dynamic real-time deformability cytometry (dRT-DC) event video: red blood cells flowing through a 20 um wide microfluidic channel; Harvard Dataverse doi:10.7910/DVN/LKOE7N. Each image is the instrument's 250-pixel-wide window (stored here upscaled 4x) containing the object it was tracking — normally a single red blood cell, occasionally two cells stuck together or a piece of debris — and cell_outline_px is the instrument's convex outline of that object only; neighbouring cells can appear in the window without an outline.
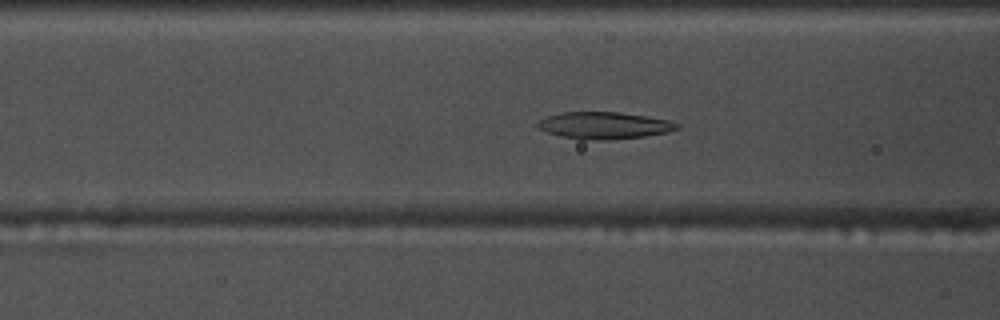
{"species": "common noctule bat (a hibernating species)", "species_latin": "Nyctalus noctula", "temperature_condition": "warm", "stored_images_in_passage": 48, "camera_frame_rate_fps": 3000, "um_per_image_px": 0.085, "animal": {"sex": "male", "body_mass_g": 17.5, "forearm_length_mm": 52.3}, "frame": {"image": 1, "passage_image": 14, "time_ms": 4.333, "image_size_px": [1000, 320], "cell_outline_px": [[680, 128], [668, 132], [644, 136], [608, 140], [584, 140], [560, 136], [536, 128], [536, 124], [540, 120], [548, 116], [564, 112], [620, 112], [668, 120], [680, 124]], "centroid_in_image_um": [51.35, 10.67], "position_along_channel_um": 115.3, "area_um2": 21.85}}
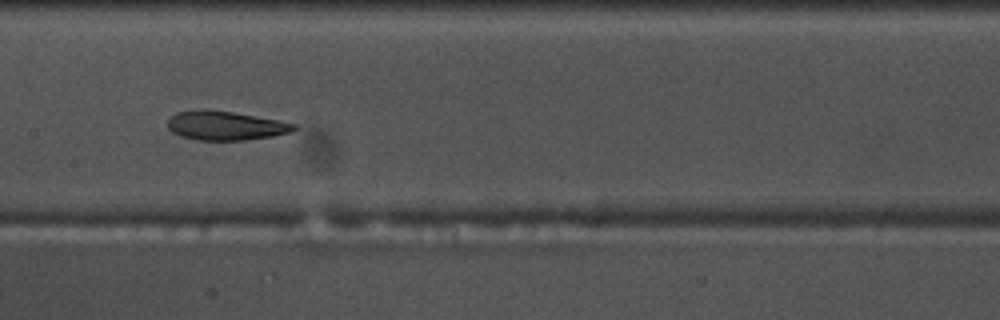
{"frame": {"image": 2, "passage_image": 20, "time_ms": 6.333, "image_size_px": [1000, 320], "cell_outline_px": [[296, 128], [292, 132], [272, 136], [244, 140], [200, 140], [180, 136], [172, 132], [168, 128], [168, 120], [176, 112], [204, 108], [208, 108], [256, 116], [296, 124]], "centroid_in_image_um": [19.13, 10.67], "position_along_channel_um": 188.3, "area_um2": 21.39}}
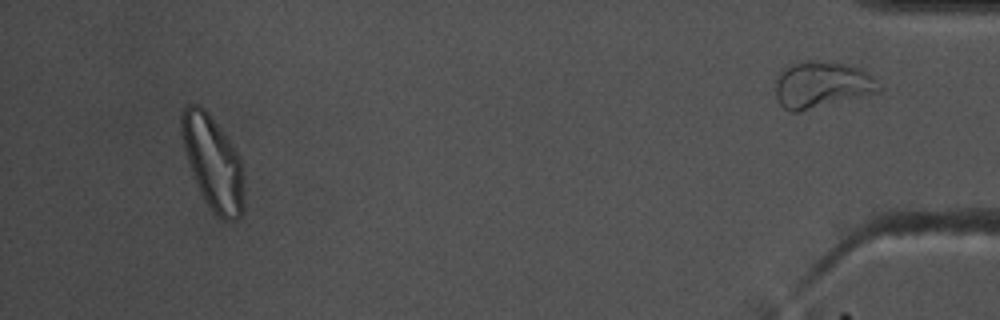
{"frame": {"image": 3, "passage_image": 45, "time_ms": 14.667, "image_size_px": [1000, 320], "cell_outline_px": [[244, 212], [236, 220], [220, 220], [212, 212], [204, 200], [200, 192], [188, 160], [184, 148], [180, 132], [180, 112], [188, 104], [200, 104], [208, 112], [232, 144], [240, 160], [244, 176]], "centroid_in_image_um": [18.11, 13.84], "position_along_channel_um": 417.1, "area_um2": 34.39}, "authors_computed_cell_mechanics": {"area_um2": 22.9466, "velocity_mm_per_s": 3.6713, "shape_relaxation_time_tau1_ms": 8.0747, "shape_relaxation_time_tau2_ms": 3.7419, "deformation_change_tau1": 0.1874, "deformation_change_tau2": 0.107}}